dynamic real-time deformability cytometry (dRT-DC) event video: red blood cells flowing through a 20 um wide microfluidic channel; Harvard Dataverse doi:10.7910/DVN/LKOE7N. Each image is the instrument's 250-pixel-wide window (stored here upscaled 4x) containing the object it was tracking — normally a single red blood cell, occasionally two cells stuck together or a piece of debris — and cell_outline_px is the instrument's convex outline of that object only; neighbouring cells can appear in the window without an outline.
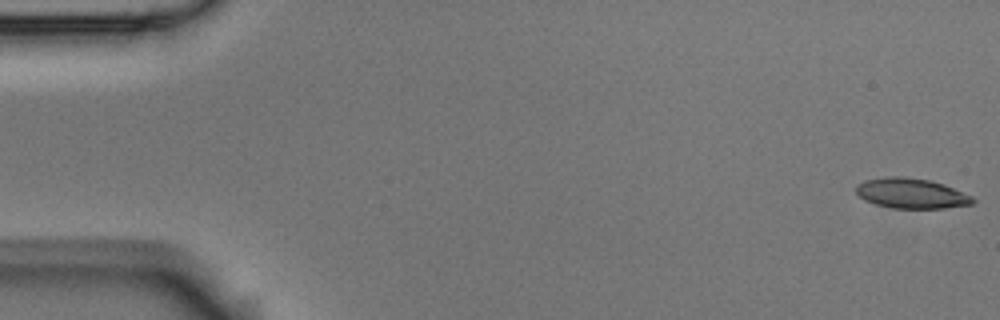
{"species": "Egyptian fruit bat (a non-hibernating species)", "species_latin": "Rousettus aegyptiacus", "temperature_condition": "room temperature", "stored_images_in_passage": 5, "camera_frame_rate_fps": 3000, "um_per_image_px": 0.085, "animal": {"sex": "male"}, "frame": {"image": 1, "passage_image": 1, "time_ms": 0.0, "image_size_px": [1000, 320], "cell_outline_px": [[976, 200], [972, 204], [944, 208], [892, 208], [876, 204], [864, 200], [856, 192], [856, 184], [864, 180], [888, 176], [904, 176], [928, 180], [944, 184], [972, 196]], "centroid_in_image_um": [77.45, 16.43], "position_along_channel_um": 7.6, "area_um2": 20.52}}
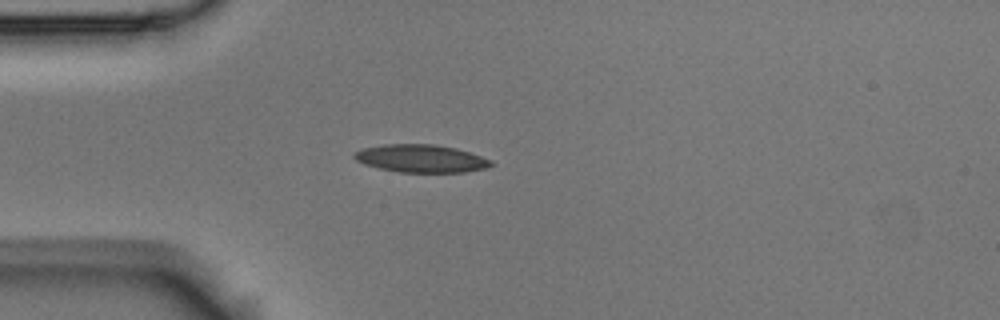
{"frame": {"image": 2, "passage_image": 5, "time_ms": 1.333, "image_size_px": [1000, 320], "cell_outline_px": [[496, 164], [488, 168], [464, 172], [400, 172], [380, 168], [364, 164], [356, 160], [352, 156], [360, 148], [384, 144], [432, 144], [456, 148], [492, 160]], "centroid_in_image_um": [35.8, 13.47], "position_along_channel_um": 49.2, "area_um2": 22.2}}